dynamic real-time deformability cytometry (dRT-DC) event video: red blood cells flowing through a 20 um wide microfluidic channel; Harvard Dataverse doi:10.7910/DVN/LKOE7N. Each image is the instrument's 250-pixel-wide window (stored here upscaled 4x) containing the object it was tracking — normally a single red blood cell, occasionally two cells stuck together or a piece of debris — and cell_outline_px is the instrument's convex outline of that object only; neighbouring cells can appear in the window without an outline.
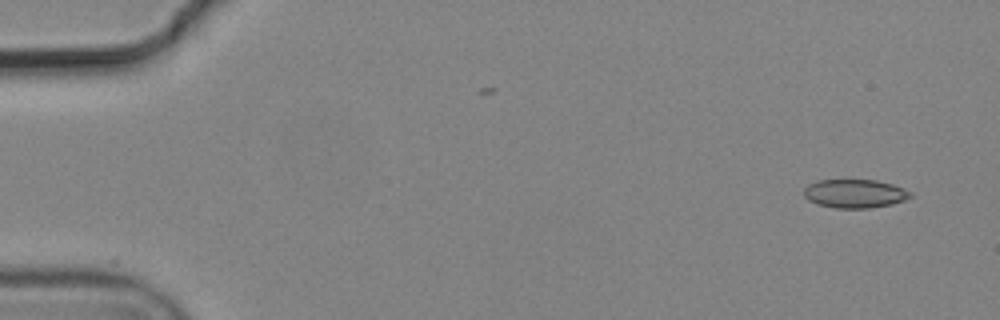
{"species": "common noctule bat (a hibernating species)", "species_latin": "Nyctalus noctula", "temperature_condition": "cold", "stored_images_in_passage": 5, "camera_frame_rate_fps": 3000, "um_per_image_px": 0.085, "animal": {"sex": "male", "body_mass_g": 19.2, "forearm_length_mm": 51.8}, "frame": {"image": 1, "passage_image": 1, "time_ms": 0.0, "image_size_px": [1000, 320], "cell_outline_px": [[912, 196], [904, 200], [892, 204], [868, 208], [836, 208], [816, 204], [808, 200], [804, 196], [804, 188], [808, 184], [816, 180], [876, 180], [892, 184], [904, 188], [912, 192]], "centroid_in_image_um": [72.64, 16.45], "position_along_channel_um": 12.4, "area_um2": 17.86}}
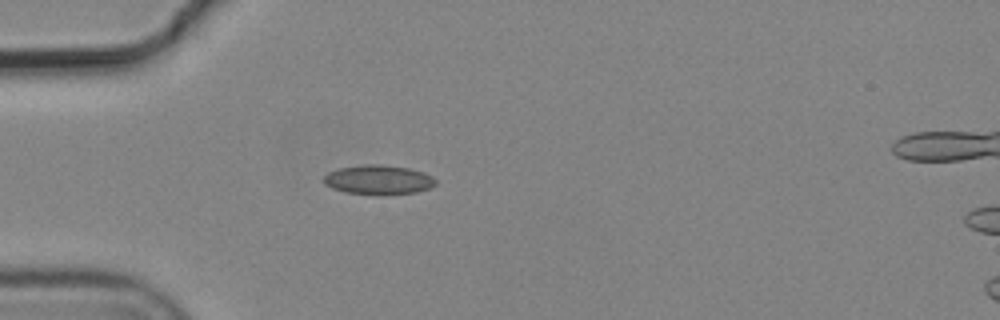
{"frame": {"image": 2, "passage_image": 4, "time_ms": 1.0, "image_size_px": [1000, 320], "cell_outline_px": [[436, 184], [428, 188], [416, 192], [380, 196], [344, 192], [332, 188], [324, 184], [324, 176], [328, 172], [340, 168], [364, 164], [380, 164], [408, 168], [424, 172], [432, 176], [436, 180]], "centroid_in_image_um": [32.16, 15.29], "position_along_channel_um": 52.8, "area_um2": 19.42}}